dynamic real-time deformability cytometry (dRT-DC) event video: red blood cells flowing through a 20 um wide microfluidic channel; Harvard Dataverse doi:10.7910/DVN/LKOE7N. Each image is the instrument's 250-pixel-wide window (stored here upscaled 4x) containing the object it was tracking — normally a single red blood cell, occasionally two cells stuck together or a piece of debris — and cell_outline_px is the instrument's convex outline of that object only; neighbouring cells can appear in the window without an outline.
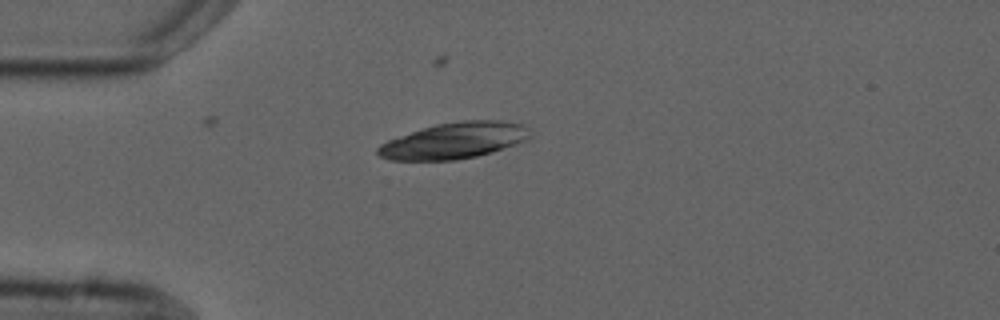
{"species": "common noctule bat (a hibernating species)", "species_latin": "Nyctalus noctula", "temperature_condition": "cold", "stored_images_in_passage": 3, "camera_frame_rate_fps": 3000, "um_per_image_px": 0.085, "animal": {"sex": "male", "forearm_length_mm": 52.5}, "frame": {"image": 1, "passage_image": 1, "time_ms": 0.0, "image_size_px": [1000, 320], "cell_outline_px": [[528, 136], [524, 140], [516, 144], [492, 152], [476, 156], [456, 160], [388, 160], [380, 156], [376, 152], [376, 148], [380, 144], [388, 140], [436, 124], [460, 120], [500, 120], [524, 124]], "centroid_in_image_um": [38.56, 11.95], "position_along_channel_um": 46.4, "area_um2": 31.73}}